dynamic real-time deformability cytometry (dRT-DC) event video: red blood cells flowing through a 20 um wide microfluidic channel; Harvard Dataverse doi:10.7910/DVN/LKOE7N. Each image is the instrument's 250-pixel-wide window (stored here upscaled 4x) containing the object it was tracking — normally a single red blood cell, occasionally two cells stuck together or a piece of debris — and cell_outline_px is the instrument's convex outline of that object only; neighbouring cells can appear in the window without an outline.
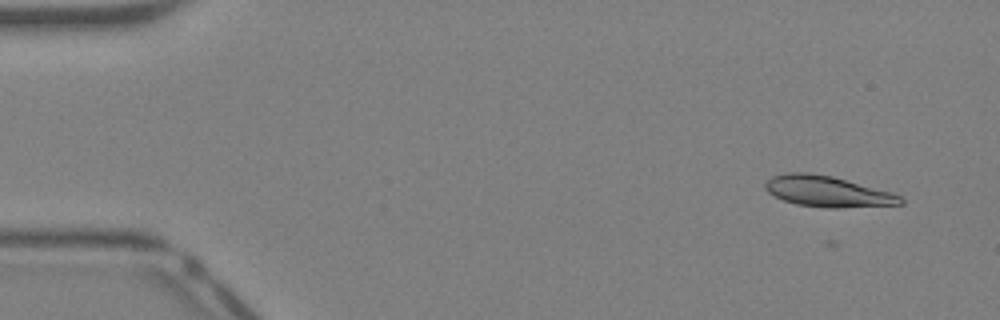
{"species": "Egyptian fruit bat (a non-hibernating species)", "species_latin": "Rousettus aegyptiacus", "temperature_condition": "warm", "stored_images_in_passage": 13, "camera_frame_rate_fps": 3000, "um_per_image_px": 0.085, "animal": {"sex": "female"}, "frame": {"image": 1, "passage_image": 3, "time_ms": 0.667, "image_size_px": [1000, 320], "cell_outline_px": [[904, 204], [840, 208], [828, 208], [796, 204], [784, 200], [768, 192], [764, 188], [764, 184], [772, 176], [788, 172], [808, 172], [832, 176], [892, 192], [900, 196], [904, 200]], "centroid_in_image_um": [70.35, 16.27], "position_along_channel_um": 14.7, "area_um2": 24.33}}
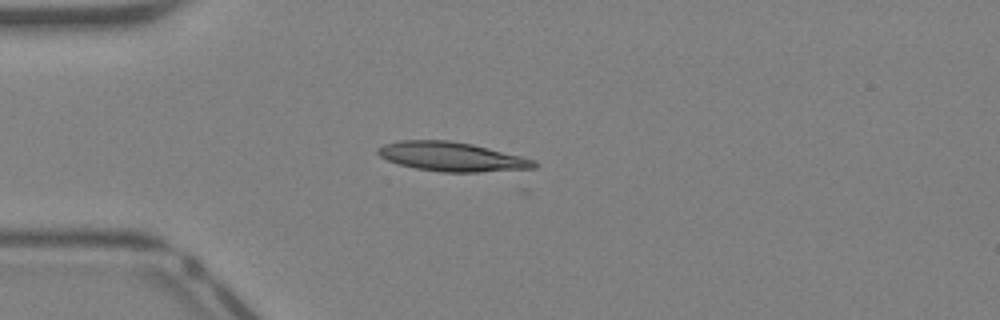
{"frame": {"image": 2, "passage_image": 11, "time_ms": 3.333, "image_size_px": [1000, 320], "cell_outline_px": [[540, 164], [536, 168], [524, 172], [440, 172], [416, 168], [400, 164], [388, 160], [380, 156], [376, 152], [376, 148], [384, 144], [400, 140], [448, 140], [472, 144], [536, 160]], "centroid_in_image_um": [38.53, 13.35], "position_along_channel_um": 46.5, "area_um2": 27.22}}